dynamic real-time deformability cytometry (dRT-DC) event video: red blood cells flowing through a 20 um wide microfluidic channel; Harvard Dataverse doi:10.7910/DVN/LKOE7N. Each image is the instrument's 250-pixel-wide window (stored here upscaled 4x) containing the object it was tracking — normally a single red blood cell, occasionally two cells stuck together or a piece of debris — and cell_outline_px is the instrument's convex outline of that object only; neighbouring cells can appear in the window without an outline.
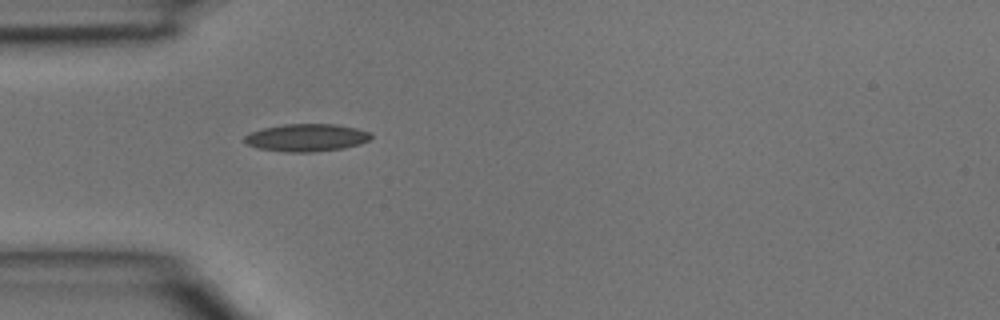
{"species": "common noctule bat (a hibernating species)", "species_latin": "Nyctalus noctula", "temperature_condition": "room temperature", "stored_images_in_passage": 1, "camera_frame_rate_fps": 3000, "um_per_image_px": 0.085, "animal": {"sex": "male", "body_mass_g": 15.6}, "frame": {"image": 1, "passage_image": 1, "time_ms": 0.0, "image_size_px": [1000, 320], "cell_outline_px": [[372, 136], [368, 140], [360, 144], [344, 148], [316, 152], [284, 152], [256, 148], [248, 144], [244, 140], [244, 136], [252, 132], [264, 128], [284, 124], [336, 124], [356, 128], [372, 132]], "centroid_in_image_um": [26.08, 11.7], "position_along_channel_um": 58.9, "area_um2": 20.4}}